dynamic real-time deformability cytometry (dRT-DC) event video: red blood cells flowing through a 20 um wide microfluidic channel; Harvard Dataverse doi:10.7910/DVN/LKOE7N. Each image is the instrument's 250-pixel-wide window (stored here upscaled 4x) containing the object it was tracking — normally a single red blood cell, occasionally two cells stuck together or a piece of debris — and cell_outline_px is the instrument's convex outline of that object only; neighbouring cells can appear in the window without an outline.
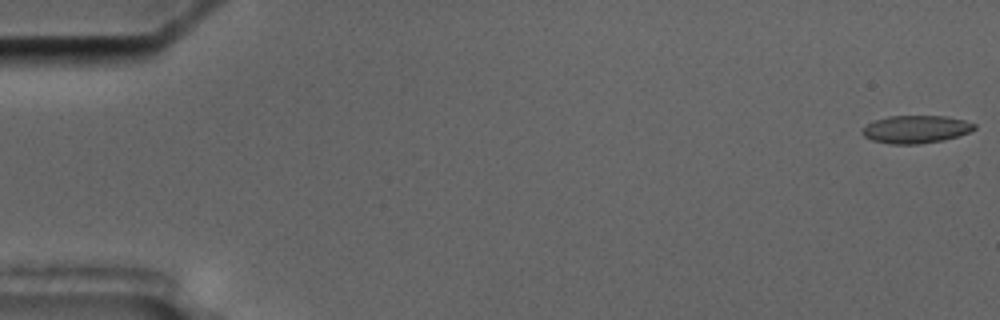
{"species": "common noctule bat (a hibernating species)", "species_latin": "Nyctalus noctula", "temperature_condition": "cold", "stored_images_in_passage": 8, "camera_frame_rate_fps": 3000, "um_per_image_px": 0.085, "animal": {"sex": "male", "body_mass_g": 17.5, "forearm_length_mm": 52.3}, "frame": {"image": 1, "passage_image": 1, "time_ms": 0.0, "image_size_px": [1000, 320], "cell_outline_px": [[976, 128], [968, 132], [944, 140], [920, 144], [888, 144], [872, 140], [864, 136], [860, 132], [860, 128], [876, 120], [888, 116], [948, 116], [964, 120], [976, 124]], "centroid_in_image_um": [77.82, 10.99], "position_along_channel_um": 7.2, "area_um2": 18.21}}
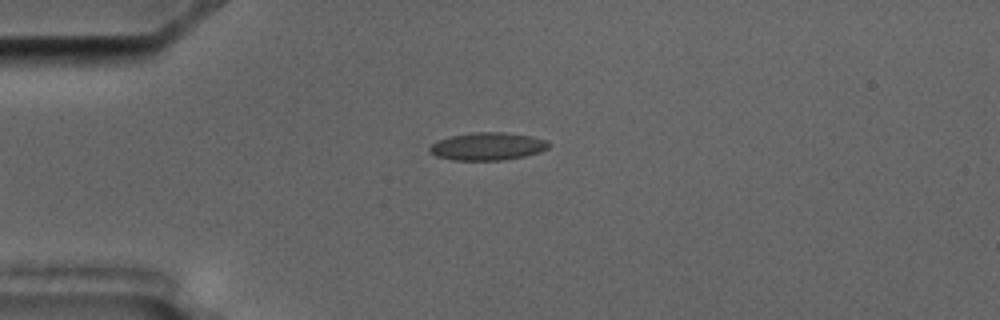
{"frame": {"image": 2, "passage_image": 5, "time_ms": 4.667, "image_size_px": [1000, 320], "cell_outline_px": [[552, 144], [548, 148], [540, 152], [524, 156], [504, 160], [452, 160], [436, 156], [428, 152], [428, 148], [436, 140], [448, 136], [472, 132], [504, 132], [532, 136], [548, 140]], "centroid_in_image_um": [41.43, 12.43], "position_along_channel_um": 43.6, "area_um2": 19.59}}